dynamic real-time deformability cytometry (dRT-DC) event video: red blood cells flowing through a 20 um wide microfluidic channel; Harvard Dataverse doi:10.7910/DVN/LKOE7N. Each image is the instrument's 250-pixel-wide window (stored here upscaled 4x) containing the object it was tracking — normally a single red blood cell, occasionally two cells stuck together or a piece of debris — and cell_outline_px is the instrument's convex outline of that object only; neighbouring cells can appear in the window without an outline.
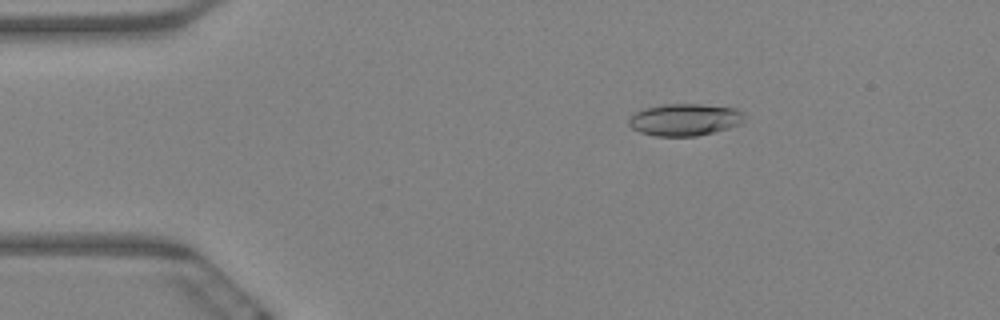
{"species": "Egyptian fruit bat (a non-hibernating species)", "species_latin": "Rousettus aegyptiacus", "temperature_condition": "warm", "stored_images_in_passage": 6, "camera_frame_rate_fps": 3000, "um_per_image_px": 0.085, "animal": {"sex": "female"}, "frame": {"image": 1, "passage_image": 4, "time_ms": 1.0, "image_size_px": [1000, 320], "cell_outline_px": [[744, 120], [740, 124], [728, 128], [696, 136], [656, 136], [640, 132], [632, 128], [628, 124], [628, 120], [636, 112], [644, 108], [664, 104], [700, 104], [736, 108], [744, 116]], "centroid_in_image_um": [58.19, 10.17], "position_along_channel_um": 26.8, "area_um2": 21.44}}